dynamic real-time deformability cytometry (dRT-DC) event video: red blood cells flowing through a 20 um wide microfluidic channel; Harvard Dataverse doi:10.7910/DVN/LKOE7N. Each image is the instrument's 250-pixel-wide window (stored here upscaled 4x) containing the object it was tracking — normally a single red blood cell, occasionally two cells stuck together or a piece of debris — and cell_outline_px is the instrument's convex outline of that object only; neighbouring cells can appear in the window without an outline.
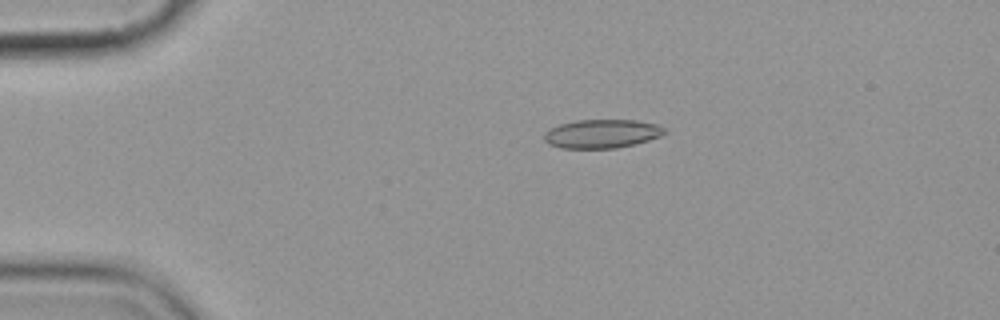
{"species": "common noctule bat (a hibernating species)", "species_latin": "Nyctalus noctula", "temperature_condition": "cold", "stored_images_in_passage": 3, "camera_frame_rate_fps": 3000, "um_per_image_px": 0.085, "animal": {"sex": "female", "body_mass_g": 19.9}, "frame": {"image": 1, "passage_image": 2, "time_ms": 1.0, "image_size_px": [1000, 320], "cell_outline_px": [[668, 132], [660, 136], [648, 140], [616, 148], [560, 148], [548, 144], [544, 140], [544, 132], [560, 124], [576, 120], [636, 120], [656, 124], [664, 128]], "centroid_in_image_um": [51.14, 11.36], "position_along_channel_um": 33.9, "area_um2": 20.06}}